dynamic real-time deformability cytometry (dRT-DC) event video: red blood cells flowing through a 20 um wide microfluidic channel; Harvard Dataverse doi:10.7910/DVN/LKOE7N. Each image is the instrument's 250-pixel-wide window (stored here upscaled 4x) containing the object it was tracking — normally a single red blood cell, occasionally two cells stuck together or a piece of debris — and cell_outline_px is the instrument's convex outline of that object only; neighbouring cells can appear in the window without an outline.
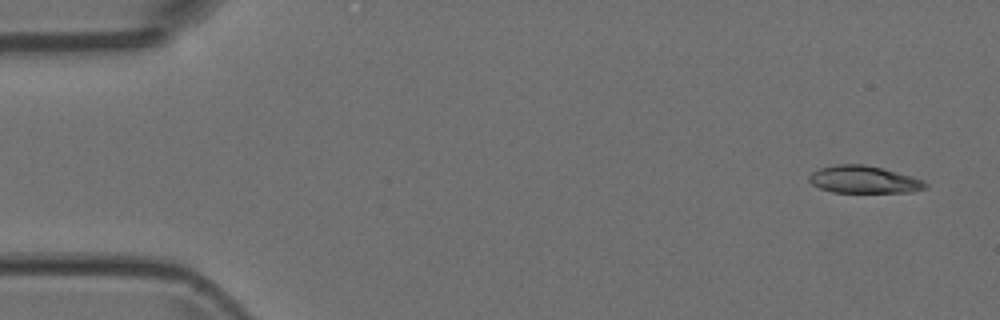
{"species": "Egyptian fruit bat (a non-hibernating species)", "species_latin": "Rousettus aegyptiacus", "temperature_condition": "room temperature", "stored_images_in_passage": 5, "segment_of_instrument_passage": [2, 2], "camera_frame_rate_fps": 3000, "um_per_image_px": 0.085, "animal": {"sex": "female"}, "frame": {"image": 1, "passage_image": 5, "time_ms": 1.333, "image_size_px": [1000, 320], "cell_outline_px": [[928, 188], [912, 192], [832, 192], [820, 188], [812, 184], [808, 180], [808, 176], [812, 172], [820, 168], [836, 164], [864, 164], [884, 168], [912, 176], [924, 180], [928, 184]], "centroid_in_image_um": [73.46, 15.26], "position_along_channel_um": 11.5, "area_um2": 18.73}}